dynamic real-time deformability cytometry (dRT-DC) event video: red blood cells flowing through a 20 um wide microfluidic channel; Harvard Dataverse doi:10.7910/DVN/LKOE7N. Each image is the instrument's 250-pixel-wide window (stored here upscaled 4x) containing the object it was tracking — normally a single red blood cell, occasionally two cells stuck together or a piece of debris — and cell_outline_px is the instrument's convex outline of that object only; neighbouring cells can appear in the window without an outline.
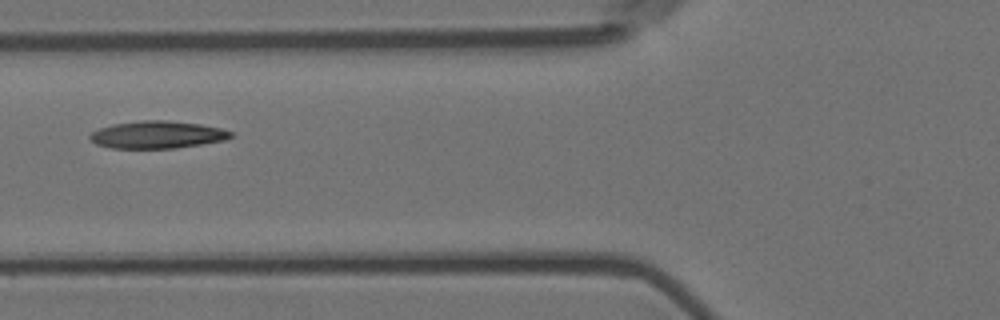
{"species": "Egyptian fruit bat (a non-hibernating species)", "species_latin": "Rousettus aegyptiacus", "temperature_condition": "room temperature", "stored_images_in_passage": 7, "camera_frame_rate_fps": 3000, "um_per_image_px": 0.085, "animal": {"sex": "female"}, "frame": {"image": 1, "passage_image": 6, "time_ms": 1.667, "image_size_px": [1000, 320], "cell_outline_px": [[232, 136], [224, 140], [176, 148], [112, 148], [96, 144], [88, 136], [92, 132], [100, 128], [112, 124], [140, 120], [164, 120], [200, 124], [220, 128], [232, 132]], "centroid_in_image_um": [13.34, 11.44], "position_along_channel_um": 112.5, "area_um2": 22.31}}
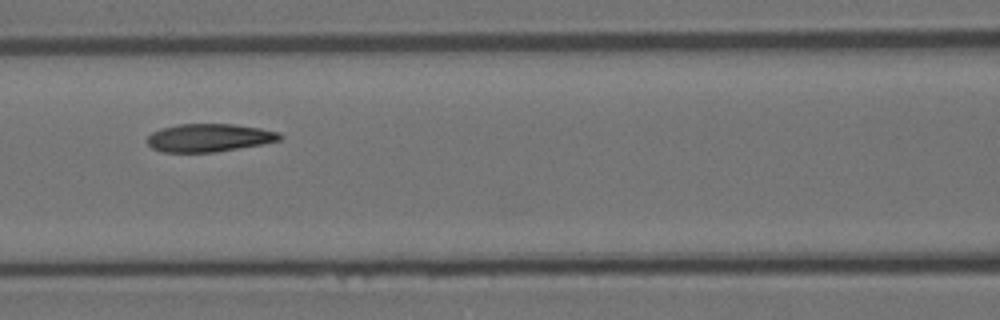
{"frame": {"image": 2, "passage_image": 7, "time_ms": 2.0, "image_size_px": [1000, 320], "cell_outline_px": [[284, 136], [280, 140], [264, 144], [216, 152], [164, 152], [152, 148], [148, 144], [148, 136], [152, 132], [160, 128], [180, 124], [232, 124], [260, 128], [280, 132]], "centroid_in_image_um": [17.81, 11.71], "position_along_channel_um": 148.8, "area_um2": 21.73}}